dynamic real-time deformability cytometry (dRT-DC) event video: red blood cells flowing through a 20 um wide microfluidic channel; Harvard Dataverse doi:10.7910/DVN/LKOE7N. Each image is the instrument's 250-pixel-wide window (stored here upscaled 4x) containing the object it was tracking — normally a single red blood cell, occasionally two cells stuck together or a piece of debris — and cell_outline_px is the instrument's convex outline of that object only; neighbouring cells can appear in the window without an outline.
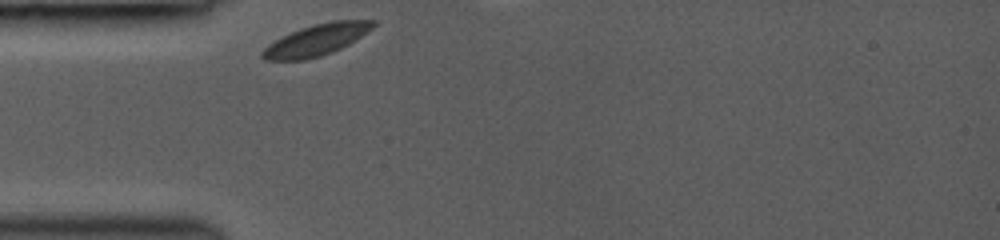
{"species": "common noctule bat (a hibernating species)", "species_latin": "Nyctalus noctula", "temperature_condition": "room temperature", "stored_images_in_passage": 6, "camera_frame_rate_fps": 3000, "um_per_image_px": 0.085, "animal": {"sex": "female", "body_mass_g": 19.0, "forearm_length_mm": 53.3}, "frame": {"image": 1, "passage_image": 1, "time_ms": 0.0, "image_size_px": [1000, 240], "cell_outline_px": [[376, 24], [368, 32], [348, 44], [332, 52], [320, 56], [304, 60], [264, 60], [260, 56], [260, 52], [268, 44], [300, 28], [312, 24], [332, 20], [376, 20]], "centroid_in_image_um": [26.89, 3.39], "position_along_channel_um": 58.1, "area_um2": 20.17}}
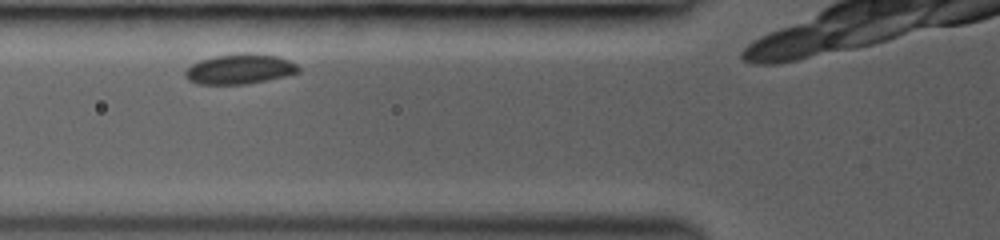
{"frame": {"image": 2, "passage_image": 4, "time_ms": 1.333, "image_size_px": [1000, 240], "cell_outline_px": [[300, 72], [284, 76], [248, 84], [196, 84], [188, 80], [184, 76], [184, 72], [192, 64], [200, 60], [212, 56], [244, 52], [248, 52], [276, 56], [288, 60], [296, 64], [300, 68]], "centroid_in_image_um": [20.35, 5.86], "position_along_channel_um": 105.5, "area_um2": 19.94}}